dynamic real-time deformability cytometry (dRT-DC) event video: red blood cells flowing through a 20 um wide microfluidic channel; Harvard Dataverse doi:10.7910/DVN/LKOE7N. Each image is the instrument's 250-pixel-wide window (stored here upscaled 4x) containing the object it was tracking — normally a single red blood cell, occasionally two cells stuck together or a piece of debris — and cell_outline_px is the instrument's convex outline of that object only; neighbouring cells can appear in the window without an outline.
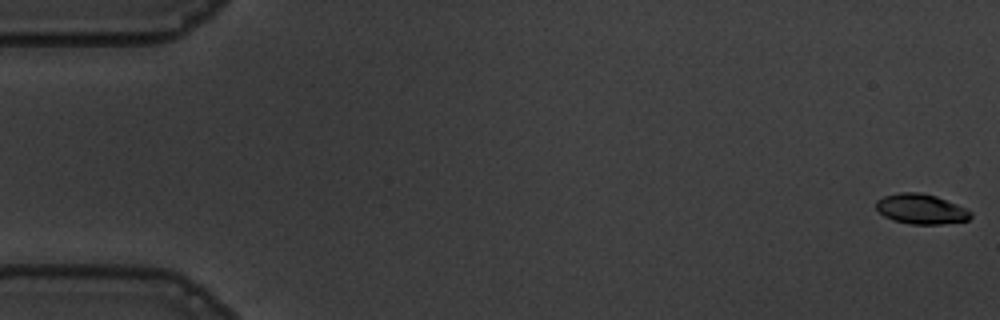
{"species": "common noctule bat (a hibernating species)", "species_latin": "Nyctalus noctula", "temperature_condition": "warm", "stored_images_in_passage": 56, "camera_frame_rate_fps": 3000, "um_per_image_px": 0.085, "animal": {"sex": "male", "body_mass_g": 19.5, "forearm_length_mm": 54.6}, "frame": {"image": 1, "passage_image": 1, "time_ms": 0.0, "image_size_px": [1000, 320], "cell_outline_px": [[972, 216], [968, 220], [940, 224], [912, 224], [892, 220], [884, 216], [876, 208], [876, 200], [884, 196], [900, 192], [920, 192], [936, 196], [968, 208], [972, 212]], "centroid_in_image_um": [78.31, 17.76], "position_along_channel_um": 6.7, "area_um2": 16.65}}
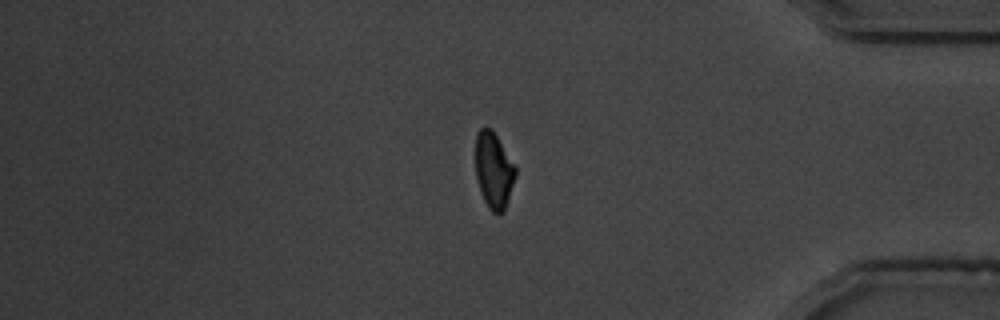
{"frame": {"image": 2, "passage_image": 47, "time_ms": 15.333, "image_size_px": [1000, 320], "cell_outline_px": [[516, 176], [504, 212], [500, 216], [492, 212], [488, 208], [480, 192], [476, 176], [476, 136], [480, 128], [492, 128], [516, 168]], "centroid_in_image_um": [41.97, 14.52], "position_along_channel_um": 393.2, "area_um2": 17.74}}
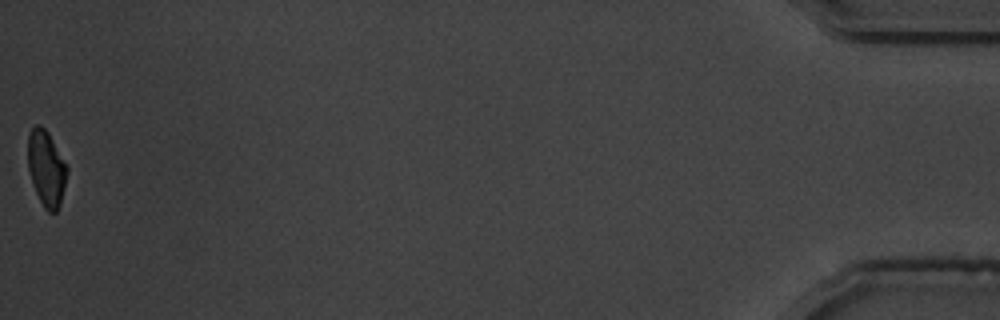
{"frame": {"image": 3, "passage_image": 56, "time_ms": 18.333, "image_size_px": [1000, 320], "cell_outline_px": [[68, 172], [60, 204], [56, 212], [48, 212], [44, 208], [36, 192], [28, 168], [28, 132], [36, 124], [40, 124], [48, 132], [68, 168]], "centroid_in_image_um": [3.93, 14.29], "position_along_channel_um": 431.3, "area_um2": 17.11}, "authors_computed_cell_mechanics": {"area_um2": 18.3515, "velocity_mm_per_s": 3.6571, "shape_relaxation_time_tau1_ms": 3.6266, "shape_relaxation_time_tau2_ms": 2.5159, "deformation_change_tau1": 0.1704, "deformation_change_tau2": 0.065}}